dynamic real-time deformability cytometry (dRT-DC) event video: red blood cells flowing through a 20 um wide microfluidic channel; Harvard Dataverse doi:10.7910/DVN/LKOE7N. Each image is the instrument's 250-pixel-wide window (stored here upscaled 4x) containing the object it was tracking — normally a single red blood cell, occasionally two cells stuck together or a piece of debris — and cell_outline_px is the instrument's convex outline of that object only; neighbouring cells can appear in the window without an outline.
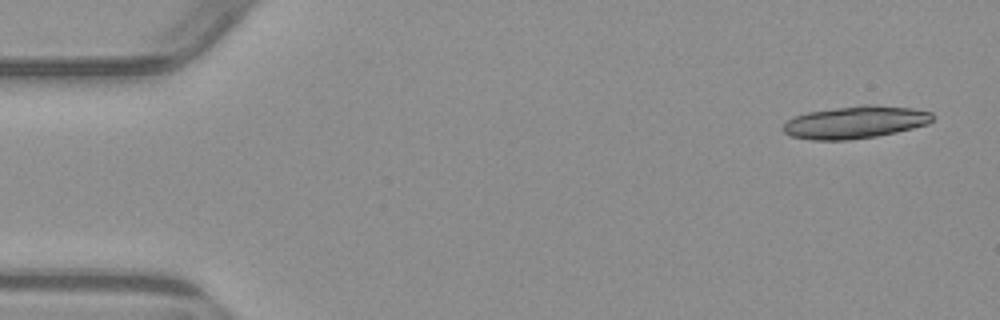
{"species": "common noctule bat (a hibernating species)", "species_latin": "Nyctalus noctula", "temperature_condition": "warm", "stored_images_in_passage": 7, "camera_frame_rate_fps": 3000, "um_per_image_px": 0.085, "animal": {"sex": "male", "body_mass_g": 23.1, "forearm_length_mm": 52.7}, "frame": {"image": 1, "passage_image": 1, "time_ms": 0.0, "image_size_px": [1000, 320], "cell_outline_px": [[932, 120], [928, 124], [896, 132], [876, 136], [844, 140], [812, 140], [792, 136], [784, 132], [780, 128], [788, 120], [796, 116], [808, 112], [864, 104], [872, 104], [912, 108], [932, 112]], "centroid_in_image_um": [72.7, 10.38], "position_along_channel_um": 12.3, "area_um2": 28.09}}
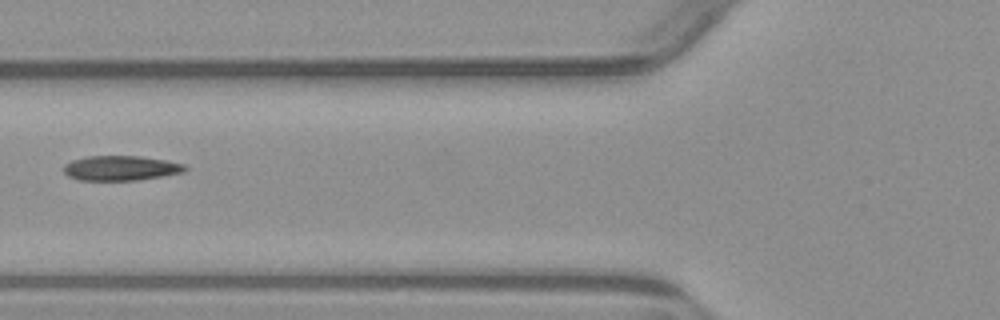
{"frame": {"image": 2, "passage_image": 6, "time_ms": 6.0, "image_size_px": [1000, 320], "cell_outline_px": [[188, 168], [184, 172], [136, 180], [80, 180], [68, 176], [64, 172], [64, 164], [72, 160], [88, 156], [140, 156], [164, 160], [184, 164]], "centroid_in_image_um": [10.25, 14.28], "position_along_channel_um": 115.6, "area_um2": 17.4}}
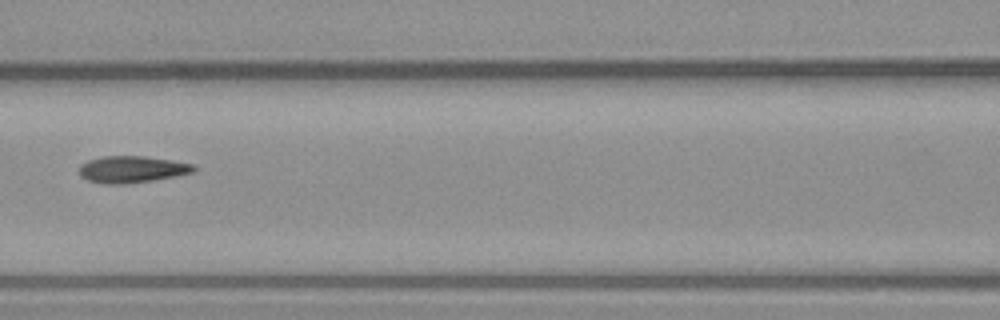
{"frame": {"image": 3, "passage_image": 7, "time_ms": 7.0, "image_size_px": [1000, 320], "cell_outline_px": [[196, 172], [176, 176], [152, 180], [124, 184], [104, 184], [88, 180], [80, 176], [80, 164], [88, 160], [104, 156], [144, 156], [172, 160], [192, 164], [196, 168]], "centroid_in_image_um": [11.22, 14.39], "position_along_channel_um": 155.4, "area_um2": 17.86}}